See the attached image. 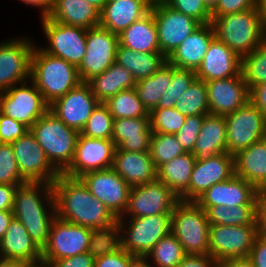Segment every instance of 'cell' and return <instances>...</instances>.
<instances>
[{
  "label": "cell",
  "instance_id": "cell-1",
  "mask_svg": "<svg viewBox=\"0 0 266 267\" xmlns=\"http://www.w3.org/2000/svg\"><path fill=\"white\" fill-rule=\"evenodd\" d=\"M53 192L56 215L62 220L91 229L108 226L117 220L79 178L60 174L53 181Z\"/></svg>",
  "mask_w": 266,
  "mask_h": 267
},
{
  "label": "cell",
  "instance_id": "cell-2",
  "mask_svg": "<svg viewBox=\"0 0 266 267\" xmlns=\"http://www.w3.org/2000/svg\"><path fill=\"white\" fill-rule=\"evenodd\" d=\"M13 215L42 250L48 243L51 225L57 216L53 183L27 181L19 185Z\"/></svg>",
  "mask_w": 266,
  "mask_h": 267
},
{
  "label": "cell",
  "instance_id": "cell-3",
  "mask_svg": "<svg viewBox=\"0 0 266 267\" xmlns=\"http://www.w3.org/2000/svg\"><path fill=\"white\" fill-rule=\"evenodd\" d=\"M30 80L48 105L81 83L76 66L45 52L37 43L31 58Z\"/></svg>",
  "mask_w": 266,
  "mask_h": 267
},
{
  "label": "cell",
  "instance_id": "cell-4",
  "mask_svg": "<svg viewBox=\"0 0 266 267\" xmlns=\"http://www.w3.org/2000/svg\"><path fill=\"white\" fill-rule=\"evenodd\" d=\"M215 37L239 57L252 53L266 39L257 7L212 18Z\"/></svg>",
  "mask_w": 266,
  "mask_h": 267
},
{
  "label": "cell",
  "instance_id": "cell-5",
  "mask_svg": "<svg viewBox=\"0 0 266 267\" xmlns=\"http://www.w3.org/2000/svg\"><path fill=\"white\" fill-rule=\"evenodd\" d=\"M52 166L63 174L71 165L80 132L48 110L30 128Z\"/></svg>",
  "mask_w": 266,
  "mask_h": 267
},
{
  "label": "cell",
  "instance_id": "cell-6",
  "mask_svg": "<svg viewBox=\"0 0 266 267\" xmlns=\"http://www.w3.org/2000/svg\"><path fill=\"white\" fill-rule=\"evenodd\" d=\"M209 226L206 211L195 201L180 200L171 213V233L186 254H208Z\"/></svg>",
  "mask_w": 266,
  "mask_h": 267
},
{
  "label": "cell",
  "instance_id": "cell-7",
  "mask_svg": "<svg viewBox=\"0 0 266 267\" xmlns=\"http://www.w3.org/2000/svg\"><path fill=\"white\" fill-rule=\"evenodd\" d=\"M121 248L132 255L146 256L171 232V214L119 218Z\"/></svg>",
  "mask_w": 266,
  "mask_h": 267
},
{
  "label": "cell",
  "instance_id": "cell-8",
  "mask_svg": "<svg viewBox=\"0 0 266 267\" xmlns=\"http://www.w3.org/2000/svg\"><path fill=\"white\" fill-rule=\"evenodd\" d=\"M224 117L227 131V153L229 154L235 155L266 137V117L250 100Z\"/></svg>",
  "mask_w": 266,
  "mask_h": 267
},
{
  "label": "cell",
  "instance_id": "cell-9",
  "mask_svg": "<svg viewBox=\"0 0 266 267\" xmlns=\"http://www.w3.org/2000/svg\"><path fill=\"white\" fill-rule=\"evenodd\" d=\"M40 19L41 29L48 41L47 46L41 45V48L78 67L86 53L87 29L58 23L48 17Z\"/></svg>",
  "mask_w": 266,
  "mask_h": 267
},
{
  "label": "cell",
  "instance_id": "cell-10",
  "mask_svg": "<svg viewBox=\"0 0 266 267\" xmlns=\"http://www.w3.org/2000/svg\"><path fill=\"white\" fill-rule=\"evenodd\" d=\"M48 110L49 105L31 80L14 85L0 96V112L28 129Z\"/></svg>",
  "mask_w": 266,
  "mask_h": 267
},
{
  "label": "cell",
  "instance_id": "cell-11",
  "mask_svg": "<svg viewBox=\"0 0 266 267\" xmlns=\"http://www.w3.org/2000/svg\"><path fill=\"white\" fill-rule=\"evenodd\" d=\"M257 235V225L210 224L208 254L217 262L248 257Z\"/></svg>",
  "mask_w": 266,
  "mask_h": 267
},
{
  "label": "cell",
  "instance_id": "cell-12",
  "mask_svg": "<svg viewBox=\"0 0 266 267\" xmlns=\"http://www.w3.org/2000/svg\"><path fill=\"white\" fill-rule=\"evenodd\" d=\"M36 41L29 37L0 42V91L30 80L31 58Z\"/></svg>",
  "mask_w": 266,
  "mask_h": 267
},
{
  "label": "cell",
  "instance_id": "cell-13",
  "mask_svg": "<svg viewBox=\"0 0 266 267\" xmlns=\"http://www.w3.org/2000/svg\"><path fill=\"white\" fill-rule=\"evenodd\" d=\"M119 35L101 26L87 29L86 53L77 67L81 82H88L115 63Z\"/></svg>",
  "mask_w": 266,
  "mask_h": 267
},
{
  "label": "cell",
  "instance_id": "cell-14",
  "mask_svg": "<svg viewBox=\"0 0 266 267\" xmlns=\"http://www.w3.org/2000/svg\"><path fill=\"white\" fill-rule=\"evenodd\" d=\"M179 201V196L159 180L132 186L121 218L171 214Z\"/></svg>",
  "mask_w": 266,
  "mask_h": 267
},
{
  "label": "cell",
  "instance_id": "cell-15",
  "mask_svg": "<svg viewBox=\"0 0 266 267\" xmlns=\"http://www.w3.org/2000/svg\"><path fill=\"white\" fill-rule=\"evenodd\" d=\"M79 179L117 219L122 217L127 208L131 186L112 167L88 172Z\"/></svg>",
  "mask_w": 266,
  "mask_h": 267
},
{
  "label": "cell",
  "instance_id": "cell-16",
  "mask_svg": "<svg viewBox=\"0 0 266 267\" xmlns=\"http://www.w3.org/2000/svg\"><path fill=\"white\" fill-rule=\"evenodd\" d=\"M157 28L160 52L168 57L185 38L202 24L191 16L178 12L166 3L151 6Z\"/></svg>",
  "mask_w": 266,
  "mask_h": 267
},
{
  "label": "cell",
  "instance_id": "cell-17",
  "mask_svg": "<svg viewBox=\"0 0 266 267\" xmlns=\"http://www.w3.org/2000/svg\"><path fill=\"white\" fill-rule=\"evenodd\" d=\"M21 176L28 182L53 183L60 173L52 166L43 148L29 129L11 143Z\"/></svg>",
  "mask_w": 266,
  "mask_h": 267
},
{
  "label": "cell",
  "instance_id": "cell-18",
  "mask_svg": "<svg viewBox=\"0 0 266 267\" xmlns=\"http://www.w3.org/2000/svg\"><path fill=\"white\" fill-rule=\"evenodd\" d=\"M91 230L56 216L51 225L48 243L42 249V260H59L87 252Z\"/></svg>",
  "mask_w": 266,
  "mask_h": 267
},
{
  "label": "cell",
  "instance_id": "cell-19",
  "mask_svg": "<svg viewBox=\"0 0 266 267\" xmlns=\"http://www.w3.org/2000/svg\"><path fill=\"white\" fill-rule=\"evenodd\" d=\"M115 143L109 139L85 137L79 134L75 156L70 167L63 173L72 178L113 166Z\"/></svg>",
  "mask_w": 266,
  "mask_h": 267
},
{
  "label": "cell",
  "instance_id": "cell-20",
  "mask_svg": "<svg viewBox=\"0 0 266 267\" xmlns=\"http://www.w3.org/2000/svg\"><path fill=\"white\" fill-rule=\"evenodd\" d=\"M234 175V155L227 152L213 155L205 161H195L189 188L179 198L182 201H196L211 186Z\"/></svg>",
  "mask_w": 266,
  "mask_h": 267
},
{
  "label": "cell",
  "instance_id": "cell-21",
  "mask_svg": "<svg viewBox=\"0 0 266 267\" xmlns=\"http://www.w3.org/2000/svg\"><path fill=\"white\" fill-rule=\"evenodd\" d=\"M100 102L87 82H81L49 105V110L66 126L81 132L93 110Z\"/></svg>",
  "mask_w": 266,
  "mask_h": 267
},
{
  "label": "cell",
  "instance_id": "cell-22",
  "mask_svg": "<svg viewBox=\"0 0 266 267\" xmlns=\"http://www.w3.org/2000/svg\"><path fill=\"white\" fill-rule=\"evenodd\" d=\"M260 199V192L252 184L234 175L211 186L195 202L206 211L210 206L258 204Z\"/></svg>",
  "mask_w": 266,
  "mask_h": 267
},
{
  "label": "cell",
  "instance_id": "cell-23",
  "mask_svg": "<svg viewBox=\"0 0 266 267\" xmlns=\"http://www.w3.org/2000/svg\"><path fill=\"white\" fill-rule=\"evenodd\" d=\"M210 114L225 116L250 100V90L243 75L205 82Z\"/></svg>",
  "mask_w": 266,
  "mask_h": 267
},
{
  "label": "cell",
  "instance_id": "cell-24",
  "mask_svg": "<svg viewBox=\"0 0 266 267\" xmlns=\"http://www.w3.org/2000/svg\"><path fill=\"white\" fill-rule=\"evenodd\" d=\"M240 73L241 57L215 37L196 71V78L208 82L238 76Z\"/></svg>",
  "mask_w": 266,
  "mask_h": 267
},
{
  "label": "cell",
  "instance_id": "cell-25",
  "mask_svg": "<svg viewBox=\"0 0 266 267\" xmlns=\"http://www.w3.org/2000/svg\"><path fill=\"white\" fill-rule=\"evenodd\" d=\"M214 38L212 23L202 24L173 50L167 57V62L177 68L197 71Z\"/></svg>",
  "mask_w": 266,
  "mask_h": 267
},
{
  "label": "cell",
  "instance_id": "cell-26",
  "mask_svg": "<svg viewBox=\"0 0 266 267\" xmlns=\"http://www.w3.org/2000/svg\"><path fill=\"white\" fill-rule=\"evenodd\" d=\"M0 258L18 260L25 264L42 261V250L32 240L22 223L14 217L0 239Z\"/></svg>",
  "mask_w": 266,
  "mask_h": 267
},
{
  "label": "cell",
  "instance_id": "cell-27",
  "mask_svg": "<svg viewBox=\"0 0 266 267\" xmlns=\"http://www.w3.org/2000/svg\"><path fill=\"white\" fill-rule=\"evenodd\" d=\"M149 0L107 1L100 11L99 26L119 35L151 10Z\"/></svg>",
  "mask_w": 266,
  "mask_h": 267
},
{
  "label": "cell",
  "instance_id": "cell-28",
  "mask_svg": "<svg viewBox=\"0 0 266 267\" xmlns=\"http://www.w3.org/2000/svg\"><path fill=\"white\" fill-rule=\"evenodd\" d=\"M112 168L132 187L157 180L150 152L115 150Z\"/></svg>",
  "mask_w": 266,
  "mask_h": 267
},
{
  "label": "cell",
  "instance_id": "cell-29",
  "mask_svg": "<svg viewBox=\"0 0 266 267\" xmlns=\"http://www.w3.org/2000/svg\"><path fill=\"white\" fill-rule=\"evenodd\" d=\"M150 117L114 119L112 141L116 150L147 152L152 137Z\"/></svg>",
  "mask_w": 266,
  "mask_h": 267
},
{
  "label": "cell",
  "instance_id": "cell-30",
  "mask_svg": "<svg viewBox=\"0 0 266 267\" xmlns=\"http://www.w3.org/2000/svg\"><path fill=\"white\" fill-rule=\"evenodd\" d=\"M235 175L258 191L266 185V137L234 155Z\"/></svg>",
  "mask_w": 266,
  "mask_h": 267
},
{
  "label": "cell",
  "instance_id": "cell-31",
  "mask_svg": "<svg viewBox=\"0 0 266 267\" xmlns=\"http://www.w3.org/2000/svg\"><path fill=\"white\" fill-rule=\"evenodd\" d=\"M225 117L207 114L195 142L193 155L196 161H205L213 155L227 152Z\"/></svg>",
  "mask_w": 266,
  "mask_h": 267
},
{
  "label": "cell",
  "instance_id": "cell-32",
  "mask_svg": "<svg viewBox=\"0 0 266 267\" xmlns=\"http://www.w3.org/2000/svg\"><path fill=\"white\" fill-rule=\"evenodd\" d=\"M47 17L58 23L84 29L95 28L100 23V11L85 0H54Z\"/></svg>",
  "mask_w": 266,
  "mask_h": 267
},
{
  "label": "cell",
  "instance_id": "cell-33",
  "mask_svg": "<svg viewBox=\"0 0 266 267\" xmlns=\"http://www.w3.org/2000/svg\"><path fill=\"white\" fill-rule=\"evenodd\" d=\"M119 44L136 52H160L153 13L150 11L120 33Z\"/></svg>",
  "mask_w": 266,
  "mask_h": 267
},
{
  "label": "cell",
  "instance_id": "cell-34",
  "mask_svg": "<svg viewBox=\"0 0 266 267\" xmlns=\"http://www.w3.org/2000/svg\"><path fill=\"white\" fill-rule=\"evenodd\" d=\"M115 62L130 71L137 82L153 75L167 63V57L161 52H136L119 44Z\"/></svg>",
  "mask_w": 266,
  "mask_h": 267
},
{
  "label": "cell",
  "instance_id": "cell-35",
  "mask_svg": "<svg viewBox=\"0 0 266 267\" xmlns=\"http://www.w3.org/2000/svg\"><path fill=\"white\" fill-rule=\"evenodd\" d=\"M87 83L100 103H105L109 98L117 95L122 90L135 88L136 86V81L132 77L131 72L116 62L102 74L94 76Z\"/></svg>",
  "mask_w": 266,
  "mask_h": 267
},
{
  "label": "cell",
  "instance_id": "cell-36",
  "mask_svg": "<svg viewBox=\"0 0 266 267\" xmlns=\"http://www.w3.org/2000/svg\"><path fill=\"white\" fill-rule=\"evenodd\" d=\"M195 161L192 153H184L175 157L157 169V180L180 197L189 188Z\"/></svg>",
  "mask_w": 266,
  "mask_h": 267
},
{
  "label": "cell",
  "instance_id": "cell-37",
  "mask_svg": "<svg viewBox=\"0 0 266 267\" xmlns=\"http://www.w3.org/2000/svg\"><path fill=\"white\" fill-rule=\"evenodd\" d=\"M172 65L166 63L153 75L136 82L135 89L144 107L150 113L154 110L171 84Z\"/></svg>",
  "mask_w": 266,
  "mask_h": 267
},
{
  "label": "cell",
  "instance_id": "cell-38",
  "mask_svg": "<svg viewBox=\"0 0 266 267\" xmlns=\"http://www.w3.org/2000/svg\"><path fill=\"white\" fill-rule=\"evenodd\" d=\"M257 206L258 204L210 206L206 210L207 219L213 225H257Z\"/></svg>",
  "mask_w": 266,
  "mask_h": 267
},
{
  "label": "cell",
  "instance_id": "cell-39",
  "mask_svg": "<svg viewBox=\"0 0 266 267\" xmlns=\"http://www.w3.org/2000/svg\"><path fill=\"white\" fill-rule=\"evenodd\" d=\"M121 249V229L117 219L105 227L91 230L88 252L94 257L112 254Z\"/></svg>",
  "mask_w": 266,
  "mask_h": 267
},
{
  "label": "cell",
  "instance_id": "cell-40",
  "mask_svg": "<svg viewBox=\"0 0 266 267\" xmlns=\"http://www.w3.org/2000/svg\"><path fill=\"white\" fill-rule=\"evenodd\" d=\"M114 119L150 117L135 88L122 90L104 103Z\"/></svg>",
  "mask_w": 266,
  "mask_h": 267
},
{
  "label": "cell",
  "instance_id": "cell-41",
  "mask_svg": "<svg viewBox=\"0 0 266 267\" xmlns=\"http://www.w3.org/2000/svg\"><path fill=\"white\" fill-rule=\"evenodd\" d=\"M186 255L181 243L170 232L146 256L152 267H177Z\"/></svg>",
  "mask_w": 266,
  "mask_h": 267
},
{
  "label": "cell",
  "instance_id": "cell-42",
  "mask_svg": "<svg viewBox=\"0 0 266 267\" xmlns=\"http://www.w3.org/2000/svg\"><path fill=\"white\" fill-rule=\"evenodd\" d=\"M174 108L185 117L209 114L205 81L196 78L186 92L178 99Z\"/></svg>",
  "mask_w": 266,
  "mask_h": 267
},
{
  "label": "cell",
  "instance_id": "cell-43",
  "mask_svg": "<svg viewBox=\"0 0 266 267\" xmlns=\"http://www.w3.org/2000/svg\"><path fill=\"white\" fill-rule=\"evenodd\" d=\"M241 73L249 90L266 81V39L241 58Z\"/></svg>",
  "mask_w": 266,
  "mask_h": 267
},
{
  "label": "cell",
  "instance_id": "cell-44",
  "mask_svg": "<svg viewBox=\"0 0 266 267\" xmlns=\"http://www.w3.org/2000/svg\"><path fill=\"white\" fill-rule=\"evenodd\" d=\"M149 152L157 169L185 153L176 136L166 133H152Z\"/></svg>",
  "mask_w": 266,
  "mask_h": 267
},
{
  "label": "cell",
  "instance_id": "cell-45",
  "mask_svg": "<svg viewBox=\"0 0 266 267\" xmlns=\"http://www.w3.org/2000/svg\"><path fill=\"white\" fill-rule=\"evenodd\" d=\"M114 117L104 103L93 110L80 134L85 137L112 140Z\"/></svg>",
  "mask_w": 266,
  "mask_h": 267
},
{
  "label": "cell",
  "instance_id": "cell-46",
  "mask_svg": "<svg viewBox=\"0 0 266 267\" xmlns=\"http://www.w3.org/2000/svg\"><path fill=\"white\" fill-rule=\"evenodd\" d=\"M196 79V71L181 69L172 65L171 84L162 95L156 108L175 107L176 102Z\"/></svg>",
  "mask_w": 266,
  "mask_h": 267
},
{
  "label": "cell",
  "instance_id": "cell-47",
  "mask_svg": "<svg viewBox=\"0 0 266 267\" xmlns=\"http://www.w3.org/2000/svg\"><path fill=\"white\" fill-rule=\"evenodd\" d=\"M150 127L153 133H166L175 135L183 126L185 116L174 107L155 108L149 113Z\"/></svg>",
  "mask_w": 266,
  "mask_h": 267
},
{
  "label": "cell",
  "instance_id": "cell-48",
  "mask_svg": "<svg viewBox=\"0 0 266 267\" xmlns=\"http://www.w3.org/2000/svg\"><path fill=\"white\" fill-rule=\"evenodd\" d=\"M27 182L20 174L11 144L0 146V184L21 185Z\"/></svg>",
  "mask_w": 266,
  "mask_h": 267
},
{
  "label": "cell",
  "instance_id": "cell-49",
  "mask_svg": "<svg viewBox=\"0 0 266 267\" xmlns=\"http://www.w3.org/2000/svg\"><path fill=\"white\" fill-rule=\"evenodd\" d=\"M205 115H192L185 118L181 129L175 134L185 153H193L195 142L202 128Z\"/></svg>",
  "mask_w": 266,
  "mask_h": 267
},
{
  "label": "cell",
  "instance_id": "cell-50",
  "mask_svg": "<svg viewBox=\"0 0 266 267\" xmlns=\"http://www.w3.org/2000/svg\"><path fill=\"white\" fill-rule=\"evenodd\" d=\"M166 4L178 12L191 16L201 24L212 23L211 12L203 0H168Z\"/></svg>",
  "mask_w": 266,
  "mask_h": 267
},
{
  "label": "cell",
  "instance_id": "cell-51",
  "mask_svg": "<svg viewBox=\"0 0 266 267\" xmlns=\"http://www.w3.org/2000/svg\"><path fill=\"white\" fill-rule=\"evenodd\" d=\"M28 130L22 123L0 112V141L2 144H11Z\"/></svg>",
  "mask_w": 266,
  "mask_h": 267
},
{
  "label": "cell",
  "instance_id": "cell-52",
  "mask_svg": "<svg viewBox=\"0 0 266 267\" xmlns=\"http://www.w3.org/2000/svg\"><path fill=\"white\" fill-rule=\"evenodd\" d=\"M257 7V0H219L216 8L211 12L212 18L226 14L243 12Z\"/></svg>",
  "mask_w": 266,
  "mask_h": 267
},
{
  "label": "cell",
  "instance_id": "cell-53",
  "mask_svg": "<svg viewBox=\"0 0 266 267\" xmlns=\"http://www.w3.org/2000/svg\"><path fill=\"white\" fill-rule=\"evenodd\" d=\"M47 267H94L95 258L87 251L59 260H42Z\"/></svg>",
  "mask_w": 266,
  "mask_h": 267
},
{
  "label": "cell",
  "instance_id": "cell-54",
  "mask_svg": "<svg viewBox=\"0 0 266 267\" xmlns=\"http://www.w3.org/2000/svg\"><path fill=\"white\" fill-rule=\"evenodd\" d=\"M132 256L121 248L112 254L95 258L94 267H128Z\"/></svg>",
  "mask_w": 266,
  "mask_h": 267
},
{
  "label": "cell",
  "instance_id": "cell-55",
  "mask_svg": "<svg viewBox=\"0 0 266 267\" xmlns=\"http://www.w3.org/2000/svg\"><path fill=\"white\" fill-rule=\"evenodd\" d=\"M218 262L209 254H187L177 267H217Z\"/></svg>",
  "mask_w": 266,
  "mask_h": 267
},
{
  "label": "cell",
  "instance_id": "cell-56",
  "mask_svg": "<svg viewBox=\"0 0 266 267\" xmlns=\"http://www.w3.org/2000/svg\"><path fill=\"white\" fill-rule=\"evenodd\" d=\"M248 257L254 267H266V239L257 235Z\"/></svg>",
  "mask_w": 266,
  "mask_h": 267
},
{
  "label": "cell",
  "instance_id": "cell-57",
  "mask_svg": "<svg viewBox=\"0 0 266 267\" xmlns=\"http://www.w3.org/2000/svg\"><path fill=\"white\" fill-rule=\"evenodd\" d=\"M18 185L0 184V211L13 210Z\"/></svg>",
  "mask_w": 266,
  "mask_h": 267
},
{
  "label": "cell",
  "instance_id": "cell-58",
  "mask_svg": "<svg viewBox=\"0 0 266 267\" xmlns=\"http://www.w3.org/2000/svg\"><path fill=\"white\" fill-rule=\"evenodd\" d=\"M250 101L263 113L266 117V81L253 87L250 90Z\"/></svg>",
  "mask_w": 266,
  "mask_h": 267
},
{
  "label": "cell",
  "instance_id": "cell-59",
  "mask_svg": "<svg viewBox=\"0 0 266 267\" xmlns=\"http://www.w3.org/2000/svg\"><path fill=\"white\" fill-rule=\"evenodd\" d=\"M257 231L258 235L266 239V199L261 198L257 206Z\"/></svg>",
  "mask_w": 266,
  "mask_h": 267
},
{
  "label": "cell",
  "instance_id": "cell-60",
  "mask_svg": "<svg viewBox=\"0 0 266 267\" xmlns=\"http://www.w3.org/2000/svg\"><path fill=\"white\" fill-rule=\"evenodd\" d=\"M22 3H25L26 5H30L32 7H37L38 9H40V18L42 17H47L52 8H53V4H54V0H19Z\"/></svg>",
  "mask_w": 266,
  "mask_h": 267
},
{
  "label": "cell",
  "instance_id": "cell-61",
  "mask_svg": "<svg viewBox=\"0 0 266 267\" xmlns=\"http://www.w3.org/2000/svg\"><path fill=\"white\" fill-rule=\"evenodd\" d=\"M217 267H254L249 257H240L218 262Z\"/></svg>",
  "mask_w": 266,
  "mask_h": 267
},
{
  "label": "cell",
  "instance_id": "cell-62",
  "mask_svg": "<svg viewBox=\"0 0 266 267\" xmlns=\"http://www.w3.org/2000/svg\"><path fill=\"white\" fill-rule=\"evenodd\" d=\"M13 217V210L0 211V239L4 236Z\"/></svg>",
  "mask_w": 266,
  "mask_h": 267
},
{
  "label": "cell",
  "instance_id": "cell-63",
  "mask_svg": "<svg viewBox=\"0 0 266 267\" xmlns=\"http://www.w3.org/2000/svg\"><path fill=\"white\" fill-rule=\"evenodd\" d=\"M128 267H152L147 256L133 255Z\"/></svg>",
  "mask_w": 266,
  "mask_h": 267
},
{
  "label": "cell",
  "instance_id": "cell-64",
  "mask_svg": "<svg viewBox=\"0 0 266 267\" xmlns=\"http://www.w3.org/2000/svg\"><path fill=\"white\" fill-rule=\"evenodd\" d=\"M257 8L259 9L262 24L266 32V0H257Z\"/></svg>",
  "mask_w": 266,
  "mask_h": 267
},
{
  "label": "cell",
  "instance_id": "cell-65",
  "mask_svg": "<svg viewBox=\"0 0 266 267\" xmlns=\"http://www.w3.org/2000/svg\"><path fill=\"white\" fill-rule=\"evenodd\" d=\"M26 264L18 260L0 258V267H24Z\"/></svg>",
  "mask_w": 266,
  "mask_h": 267
},
{
  "label": "cell",
  "instance_id": "cell-66",
  "mask_svg": "<svg viewBox=\"0 0 266 267\" xmlns=\"http://www.w3.org/2000/svg\"><path fill=\"white\" fill-rule=\"evenodd\" d=\"M85 1L95 6L99 11L103 9V7L105 6L107 2V0H85Z\"/></svg>",
  "mask_w": 266,
  "mask_h": 267
},
{
  "label": "cell",
  "instance_id": "cell-67",
  "mask_svg": "<svg viewBox=\"0 0 266 267\" xmlns=\"http://www.w3.org/2000/svg\"><path fill=\"white\" fill-rule=\"evenodd\" d=\"M219 0H203L204 5L206 6V8L212 12L215 8L216 5L218 4Z\"/></svg>",
  "mask_w": 266,
  "mask_h": 267
},
{
  "label": "cell",
  "instance_id": "cell-68",
  "mask_svg": "<svg viewBox=\"0 0 266 267\" xmlns=\"http://www.w3.org/2000/svg\"><path fill=\"white\" fill-rule=\"evenodd\" d=\"M24 267H47L44 262H38L35 264H26Z\"/></svg>",
  "mask_w": 266,
  "mask_h": 267
},
{
  "label": "cell",
  "instance_id": "cell-69",
  "mask_svg": "<svg viewBox=\"0 0 266 267\" xmlns=\"http://www.w3.org/2000/svg\"><path fill=\"white\" fill-rule=\"evenodd\" d=\"M151 5L159 4V3H167L168 0H149Z\"/></svg>",
  "mask_w": 266,
  "mask_h": 267
},
{
  "label": "cell",
  "instance_id": "cell-70",
  "mask_svg": "<svg viewBox=\"0 0 266 267\" xmlns=\"http://www.w3.org/2000/svg\"><path fill=\"white\" fill-rule=\"evenodd\" d=\"M261 198L266 199V185L259 191Z\"/></svg>",
  "mask_w": 266,
  "mask_h": 267
}]
</instances>
